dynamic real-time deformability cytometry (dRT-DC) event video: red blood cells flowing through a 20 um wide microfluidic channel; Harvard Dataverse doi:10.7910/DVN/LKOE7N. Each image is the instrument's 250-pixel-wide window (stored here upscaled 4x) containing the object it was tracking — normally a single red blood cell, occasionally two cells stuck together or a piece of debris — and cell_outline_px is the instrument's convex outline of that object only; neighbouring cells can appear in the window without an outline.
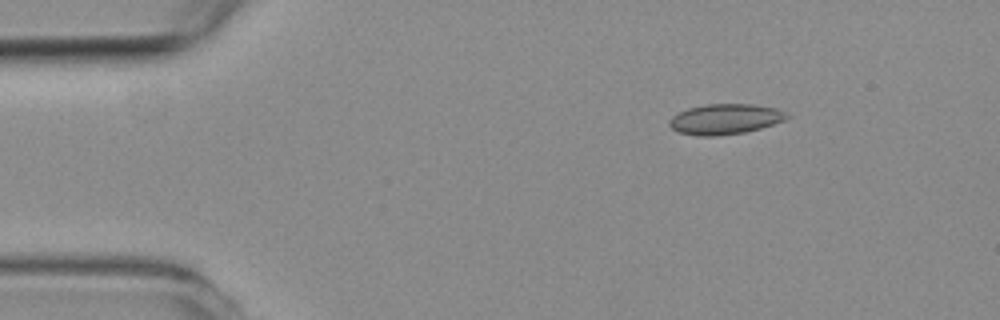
{"species": "common noctule bat (a hibernating species)", "species_latin": "Nyctalus noctula", "temperature_condition": "room temperature", "stored_images_in_passage": 6, "camera_frame_rate_fps": 3000, "um_per_image_px": 0.085, "animal": {"sex": "female", "body_mass_g": 19.3, "forearm_length_mm": 54.1}, "frame": {"image": 1, "passage_image": 3, "time_ms": 2.333, "image_size_px": [1000, 320], "cell_outline_px": [[788, 116], [784, 120], [760, 128], [744, 132], [712, 136], [700, 136], [680, 132], [672, 128], [668, 124], [668, 120], [672, 116], [688, 108], [704, 104], [756, 104], [776, 108], [788, 112]], "centroid_in_image_um": [61.63, 10.11], "position_along_channel_um": 23.4, "area_um2": 20.69}}
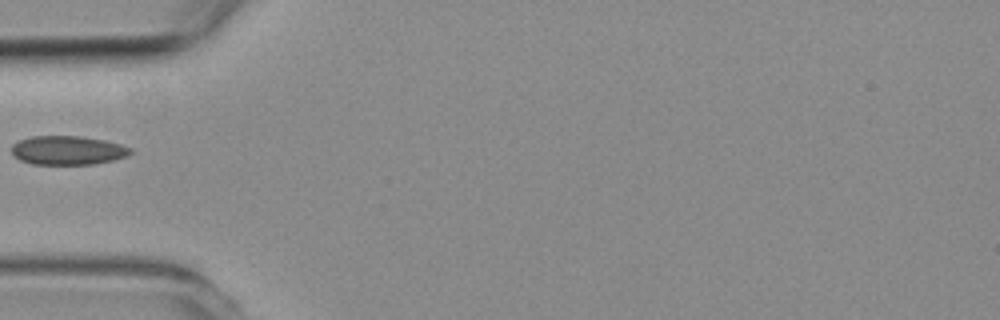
{"frame": {"image": 2, "passage_image": 6, "time_ms": 5.667, "image_size_px": [1000, 320], "cell_outline_px": [[132, 152], [124, 156], [112, 160], [92, 164], [32, 164], [20, 160], [12, 156], [12, 144], [20, 140], [32, 136], [80, 136], [104, 140], [120, 144], [132, 148]], "centroid_in_image_um": [5.72, 12.77], "position_along_channel_um": 79.3, "area_um2": 19.94}}